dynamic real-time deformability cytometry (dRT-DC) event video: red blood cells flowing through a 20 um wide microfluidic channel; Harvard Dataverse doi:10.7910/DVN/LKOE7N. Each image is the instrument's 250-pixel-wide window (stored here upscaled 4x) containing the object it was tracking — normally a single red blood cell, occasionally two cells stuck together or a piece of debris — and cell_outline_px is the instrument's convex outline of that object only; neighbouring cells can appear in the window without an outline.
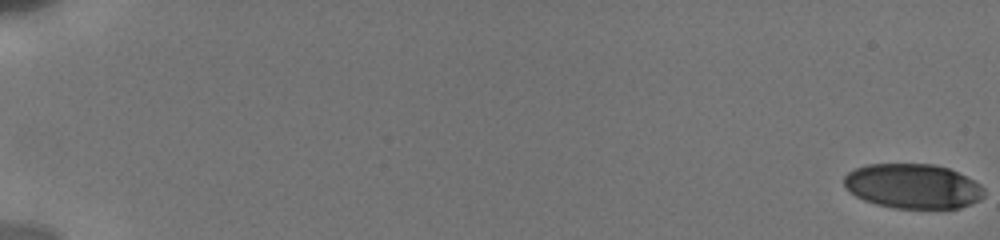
{"species": "human", "species_latin": "Homo sapiens", "temperature_condition": "cold", "stored_images_in_passage": 53, "camera_frame_rate_fps": 3000, "um_per_image_px": 0.085, "donor": {"sex": "male"}, "frame": {"image": 1, "passage_image": 1, "time_ms": 0.0, "image_size_px": [1000, 240], "cell_outline_px": [[984, 196], [980, 200], [960, 208], [896, 208], [876, 204], [864, 200], [856, 196], [844, 184], [844, 176], [848, 172], [856, 168], [868, 164], [932, 164], [948, 168], [980, 184], [984, 188]], "centroid_in_image_um": [77.6, 15.83], "position_along_channel_um": 7.4, "area_um2": 36.24}}
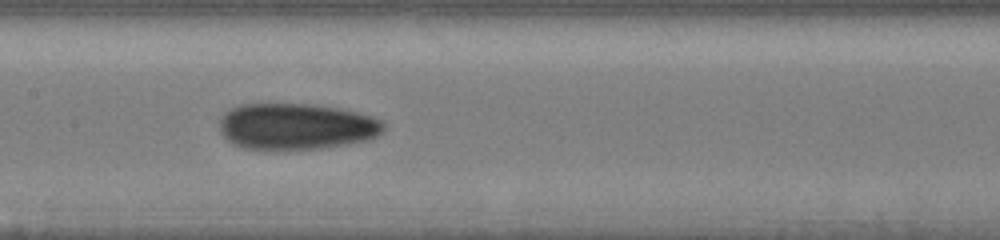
{"frame": {"image": 2, "passage_image": 31, "time_ms": 10.0, "image_size_px": [1000, 240], "cell_outline_px": [[384, 128], [376, 136], [368, 140], [348, 144], [320, 148], [244, 148], [232, 144], [220, 132], [220, 116], [224, 112], [240, 104], [316, 104], [340, 108], [372, 116], [384, 120]], "centroid_in_image_um": [25.19, 10.72], "position_along_channel_um": 182.2, "area_um2": 44.16}}
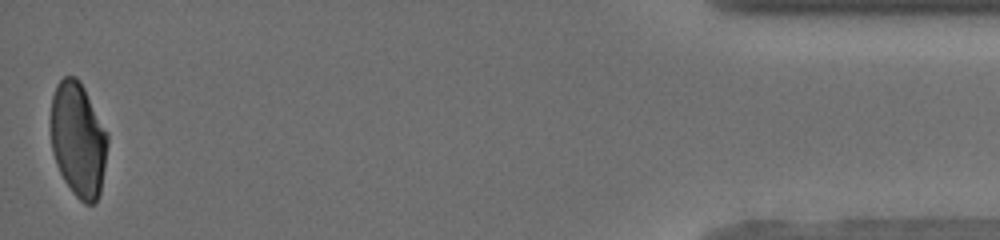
{"frame": {"image": 3, "passage_image": 53, "time_ms": 18.333, "image_size_px": [1000, 240], "cell_outline_px": [[108, 144], [100, 192], [96, 200], [92, 204], [84, 204], [72, 192], [64, 180], [56, 164], [52, 152], [48, 124], [52, 96], [56, 84], [64, 76], [76, 76], [80, 80], [108, 132]], "centroid_in_image_um": [6.61, 11.82], "position_along_channel_um": 428.6, "area_um2": 38.73}, "authors_computed_cell_mechanics": {"area_um2": 41.5004, "velocity_mm_per_s": 3.8464, "shape_relaxation_time_tau1_ms": 8.0897, "shape_relaxation_time_tau2_ms": 2.6622, "deformation_change_tau1": 0.2023, "deformation_change_tau2": 0.0773}}